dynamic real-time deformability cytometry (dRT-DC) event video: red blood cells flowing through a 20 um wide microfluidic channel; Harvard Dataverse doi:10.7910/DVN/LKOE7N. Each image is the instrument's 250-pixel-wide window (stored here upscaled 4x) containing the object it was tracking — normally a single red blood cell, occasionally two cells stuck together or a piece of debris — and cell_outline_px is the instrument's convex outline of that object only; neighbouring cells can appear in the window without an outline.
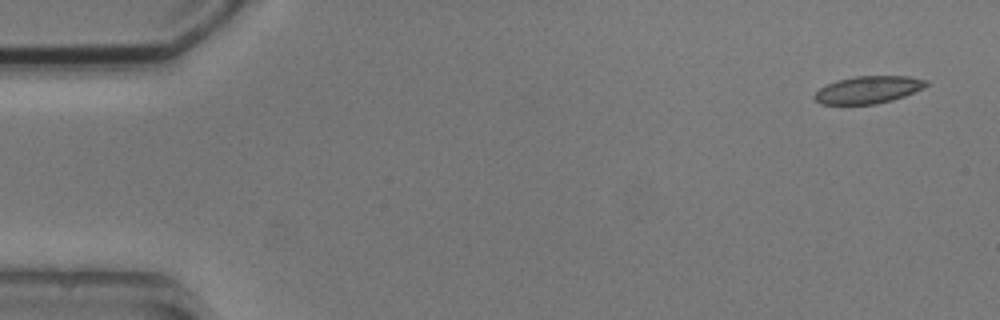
{"species": "common noctule bat (a hibernating species)", "species_latin": "Nyctalus noctula", "temperature_condition": "cold", "stored_images_in_passage": 6, "camera_frame_rate_fps": 3000, "um_per_image_px": 0.085, "animal": {"sex": "male", "body_mass_g": 20.5, "forearm_length_mm": 52.5}, "frame": {"image": 1, "passage_image": 1, "time_ms": 0.0, "image_size_px": [1000, 320], "cell_outline_px": [[928, 84], [924, 88], [904, 96], [892, 100], [876, 104], [820, 104], [812, 96], [820, 88], [828, 84], [840, 80], [856, 76], [908, 76], [928, 80]], "centroid_in_image_um": [73.82, 7.63], "position_along_channel_um": 11.2, "area_um2": 17.69}}
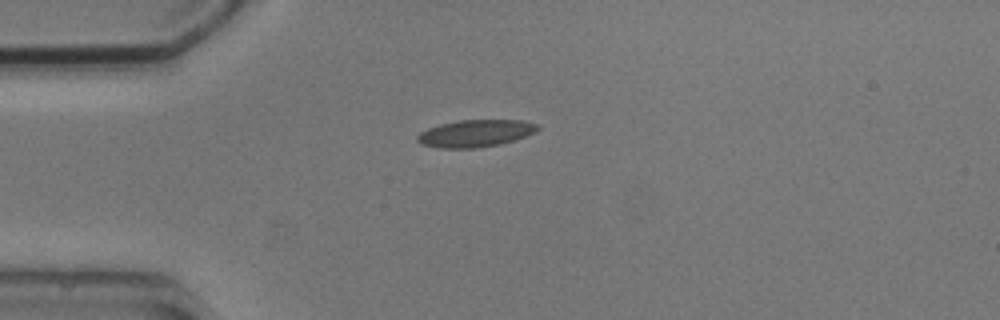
{"frame": {"image": 2, "passage_image": 4, "time_ms": 3.667, "image_size_px": [1000, 320], "cell_outline_px": [[540, 128], [536, 132], [500, 144], [476, 148], [440, 148], [420, 144], [416, 140], [416, 136], [420, 132], [428, 128], [440, 124], [460, 120], [520, 120], [536, 124]], "centroid_in_image_um": [40.37, 11.34], "position_along_channel_um": 44.6, "area_um2": 18.96}}
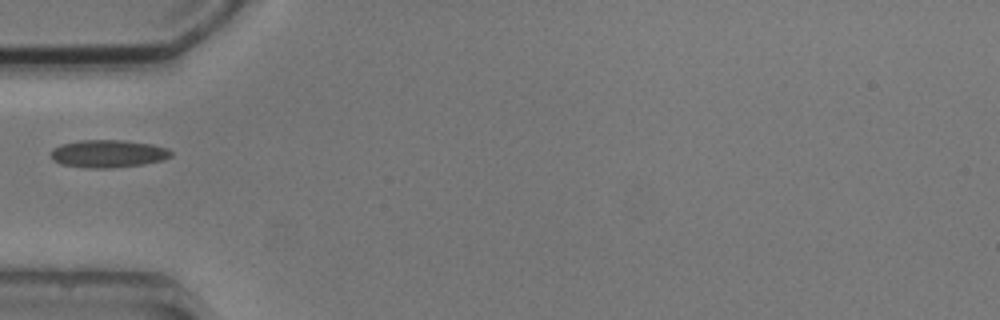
{"frame": {"image": 3, "passage_image": 5, "time_ms": 5.0, "image_size_px": [1000, 320], "cell_outline_px": [[172, 156], [164, 160], [144, 164], [112, 168], [88, 168], [60, 164], [52, 160], [52, 148], [60, 144], [80, 140], [124, 140], [152, 144], [168, 148], [172, 152]], "centroid_in_image_um": [9.2, 13.06], "position_along_channel_um": 75.8, "area_um2": 19.59}}